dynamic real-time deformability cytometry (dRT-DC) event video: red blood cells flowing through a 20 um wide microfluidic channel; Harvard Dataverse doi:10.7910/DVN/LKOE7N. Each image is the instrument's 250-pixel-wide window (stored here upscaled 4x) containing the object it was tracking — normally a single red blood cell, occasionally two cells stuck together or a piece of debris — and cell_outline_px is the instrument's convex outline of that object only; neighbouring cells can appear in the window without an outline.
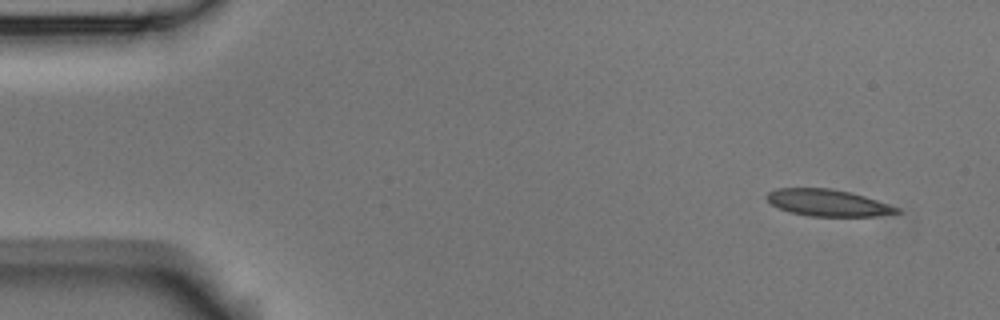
{"species": "Egyptian fruit bat (a non-hibernating species)", "species_latin": "Rousettus aegyptiacus", "temperature_condition": "room temperature", "stored_images_in_passage": 4, "camera_frame_rate_fps": 3000, "um_per_image_px": 0.085, "animal": {"sex": "male"}, "frame": {"image": 1, "passage_image": 1, "time_ms": 0.0, "image_size_px": [1000, 320], "cell_outline_px": [[900, 212], [876, 216], [808, 216], [788, 212], [772, 204], [764, 196], [768, 192], [776, 188], [832, 188], [864, 196], [900, 208]], "centroid_in_image_um": [70.32, 17.23], "position_along_channel_um": 14.7, "area_um2": 20.17}}